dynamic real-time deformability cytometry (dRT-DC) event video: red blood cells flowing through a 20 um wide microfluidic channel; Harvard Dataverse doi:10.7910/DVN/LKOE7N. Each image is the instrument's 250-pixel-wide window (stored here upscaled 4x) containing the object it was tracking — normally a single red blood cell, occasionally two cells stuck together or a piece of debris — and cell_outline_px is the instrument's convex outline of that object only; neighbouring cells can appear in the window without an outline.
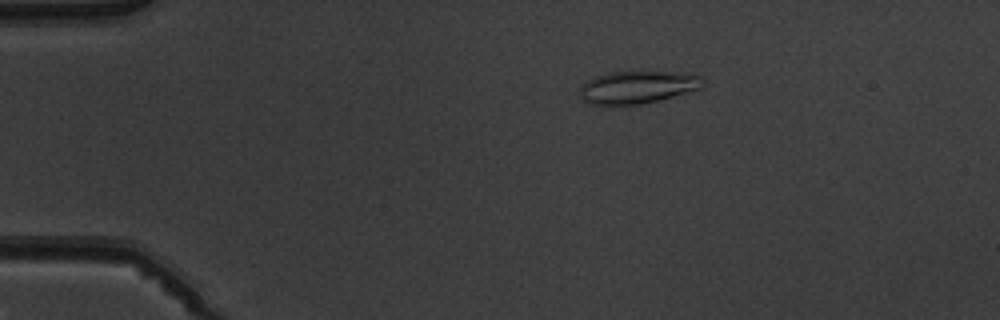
{"species": "common noctule bat (a hibernating species)", "species_latin": "Nyctalus noctula", "temperature_condition": "warm", "stored_images_in_passage": 8, "camera_frame_rate_fps": 3000, "um_per_image_px": 0.085, "animal": {"sex": "male", "body_mass_g": 19.5, "forearm_length_mm": 54.6}, "frame": {"image": 1, "passage_image": 3, "time_ms": 2.333, "image_size_px": [1000, 320], "cell_outline_px": [[704, 84], [700, 88], [672, 96], [640, 104], [592, 104], [584, 100], [580, 96], [580, 88], [588, 80], [596, 76], [612, 72], [680, 72], [704, 76]], "centroid_in_image_um": [54.22, 7.39], "position_along_channel_um": 30.8, "area_um2": 22.89}}
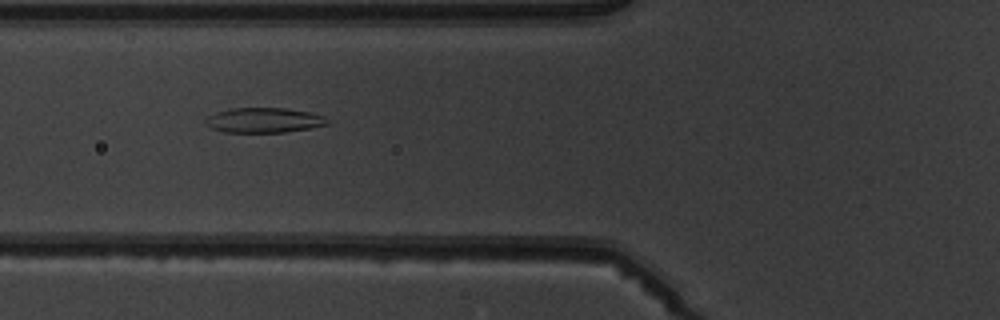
{"frame": {"image": 2, "passage_image": 6, "time_ms": 5.667, "image_size_px": [1000, 320], "cell_outline_px": [[328, 124], [308, 128], [284, 132], [224, 132], [212, 128], [204, 120], [208, 116], [216, 112], [232, 108], [284, 108], [308, 112], [324, 116], [328, 120]], "centroid_in_image_um": [22.42, 10.21], "position_along_channel_um": 103.4, "area_um2": 17.46}}
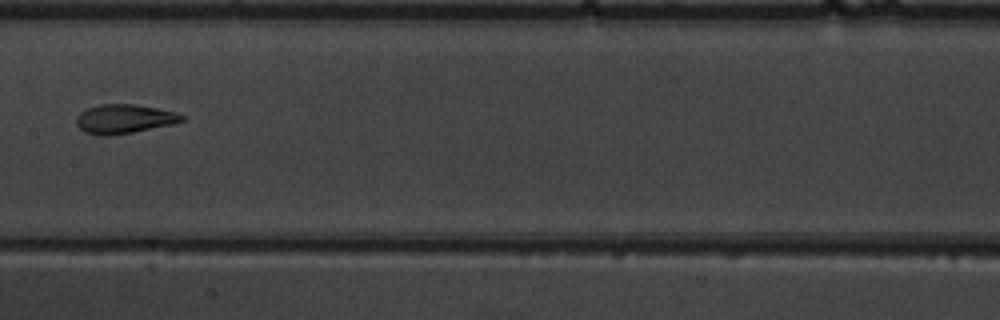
{"frame": {"image": 3, "passage_image": 8, "time_ms": 8.0, "image_size_px": [1000, 320], "cell_outline_px": [[184, 120], [172, 124], [132, 132], [108, 136], [100, 136], [84, 132], [76, 124], [76, 116], [80, 112], [88, 108], [100, 104], [136, 104], [176, 112], [184, 116]], "centroid_in_image_um": [10.52, 10.11], "position_along_channel_um": 196.9, "area_um2": 17.86}}